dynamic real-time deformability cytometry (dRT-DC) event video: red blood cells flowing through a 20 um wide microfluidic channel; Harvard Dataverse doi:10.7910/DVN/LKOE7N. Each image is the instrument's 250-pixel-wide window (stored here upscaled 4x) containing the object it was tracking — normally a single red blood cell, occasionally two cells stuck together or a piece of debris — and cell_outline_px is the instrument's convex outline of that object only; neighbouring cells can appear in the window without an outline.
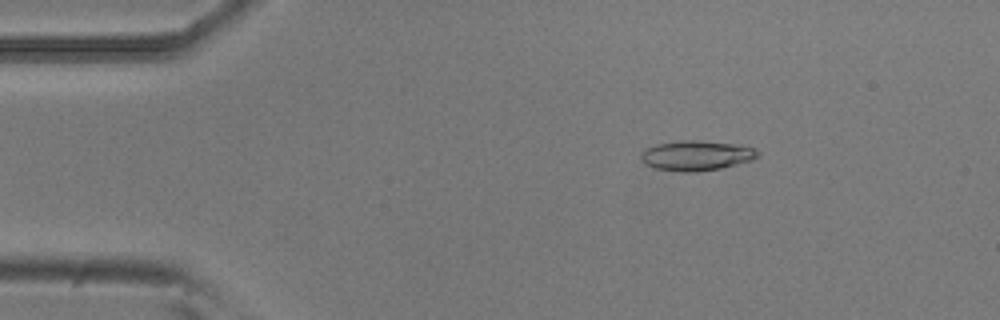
{"species": "common noctule bat (a hibernating species)", "species_latin": "Nyctalus noctula", "temperature_condition": "room temperature", "stored_images_in_passage": 11, "camera_frame_rate_fps": 3000, "um_per_image_px": 0.085, "animal": {"sex": "male", "body_mass_g": 20.5, "forearm_length_mm": 52.5}, "frame": {"image": 1, "passage_image": 5, "time_ms": 1.333, "image_size_px": [1000, 320], "cell_outline_px": [[760, 156], [752, 160], [720, 168], [696, 172], [680, 172], [656, 168], [644, 164], [640, 160], [640, 152], [644, 148], [656, 144], [680, 140], [700, 140], [736, 144], [756, 148], [760, 152]], "centroid_in_image_um": [59.17, 13.21], "position_along_channel_um": 25.8, "area_um2": 20.75}}